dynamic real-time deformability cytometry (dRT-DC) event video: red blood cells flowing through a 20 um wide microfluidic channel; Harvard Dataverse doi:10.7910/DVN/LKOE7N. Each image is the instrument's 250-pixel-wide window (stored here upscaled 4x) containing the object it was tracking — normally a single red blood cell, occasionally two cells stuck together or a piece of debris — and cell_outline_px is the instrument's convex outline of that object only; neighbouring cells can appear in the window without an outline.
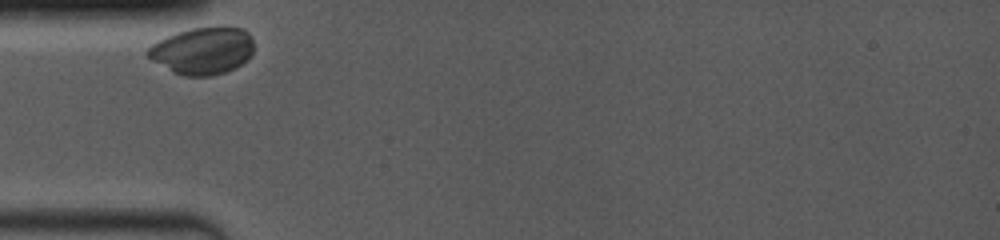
{"species": "common noctule bat (a hibernating species)", "species_latin": "Nyctalus noctula", "temperature_condition": "room temperature", "stored_images_in_passage": 6, "camera_frame_rate_fps": 4000, "um_per_image_px": 0.085, "animal": {"sex": "female", "body_mass_g": 19.0, "forearm_length_mm": 53.3}, "frame": {"image": 1, "passage_image": 1, "time_ms": 0.0, "image_size_px": [1000, 240], "cell_outline_px": [[252, 52], [236, 68], [212, 76], [184, 76], [172, 72], [152, 60], [144, 52], [152, 44], [176, 32], [192, 28], [240, 28], [248, 32], [252, 40]], "centroid_in_image_um": [17.17, 4.33], "position_along_channel_um": 67.8, "area_um2": 28.67}}
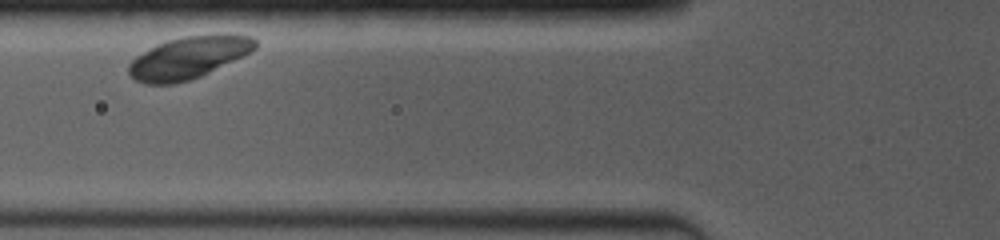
{"frame": {"image": 2, "passage_image": 4, "time_ms": 1.25, "image_size_px": [1000, 240], "cell_outline_px": [[256, 48], [200, 76], [176, 84], [144, 84], [136, 80], [128, 72], [128, 64], [136, 56], [156, 44], [168, 40], [184, 36], [252, 36], [256, 40]], "centroid_in_image_um": [15.91, 4.93], "position_along_channel_um": 109.9, "area_um2": 30.0}}